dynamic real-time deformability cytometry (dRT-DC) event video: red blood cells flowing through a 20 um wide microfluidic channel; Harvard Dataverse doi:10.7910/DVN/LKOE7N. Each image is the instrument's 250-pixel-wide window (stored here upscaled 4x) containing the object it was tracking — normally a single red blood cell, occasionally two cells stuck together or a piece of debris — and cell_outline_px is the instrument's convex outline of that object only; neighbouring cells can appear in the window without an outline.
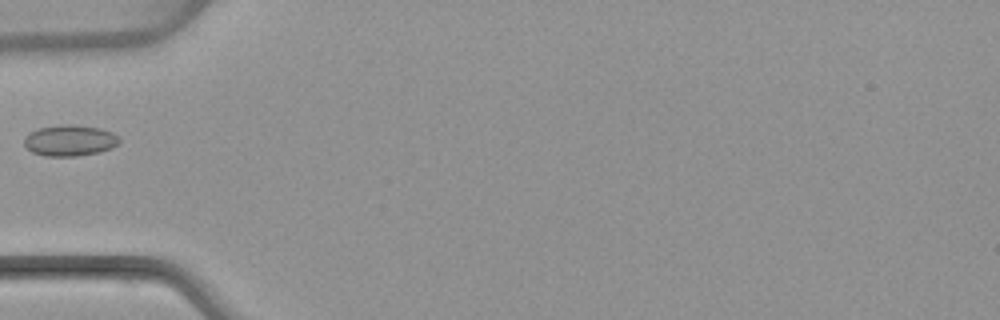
{"species": "common noctule bat (a hibernating species)", "species_latin": "Nyctalus noctula", "temperature_condition": "warm", "stored_images_in_passage": 5, "camera_frame_rate_fps": 3000, "um_per_image_px": 0.085, "animal": {"sex": "female", "body_mass_g": 22.7, "forearm_length_mm": 54.2}, "frame": {"image": 1, "passage_image": 5, "time_ms": 5.667, "image_size_px": [1000, 320], "cell_outline_px": [[120, 144], [112, 148], [100, 152], [76, 156], [44, 156], [32, 152], [24, 144], [24, 136], [40, 128], [60, 124], [68, 124], [100, 128], [112, 132], [120, 136]], "centroid_in_image_um": [5.97, 11.94], "position_along_channel_um": 79.0, "area_um2": 17.34}}